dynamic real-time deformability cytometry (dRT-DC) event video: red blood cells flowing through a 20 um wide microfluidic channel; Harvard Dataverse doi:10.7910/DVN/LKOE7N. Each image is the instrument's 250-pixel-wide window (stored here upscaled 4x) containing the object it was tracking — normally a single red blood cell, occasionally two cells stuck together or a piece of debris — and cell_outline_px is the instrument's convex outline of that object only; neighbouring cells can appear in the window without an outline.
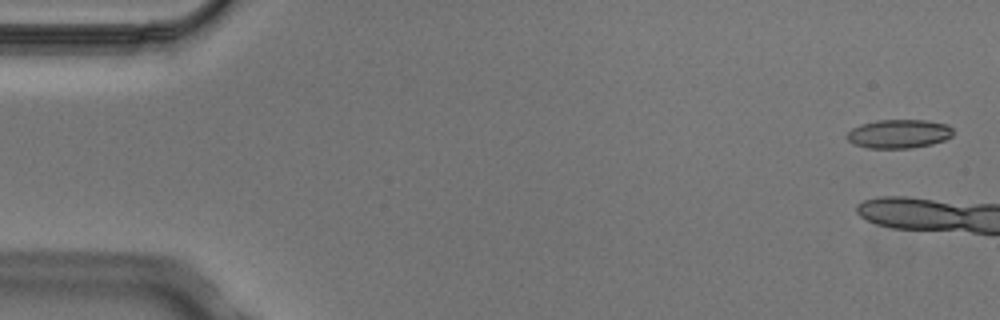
{"species": "Egyptian fruit bat (a non-hibernating species)", "species_latin": "Rousettus aegyptiacus", "temperature_condition": "cold", "stored_images_in_passage": 7, "camera_frame_rate_fps": 3000, "um_per_image_px": 0.085, "animal": {"sex": "male"}, "frame": {"image": 1, "passage_image": 1, "time_ms": 0.0, "image_size_px": [1000, 320], "cell_outline_px": [[952, 136], [944, 140], [932, 144], [912, 148], [868, 148], [856, 144], [848, 140], [844, 136], [852, 128], [860, 124], [876, 120], [924, 120], [948, 124], [952, 128]], "centroid_in_image_um": [76.39, 11.37], "position_along_channel_um": 8.6, "area_um2": 17.86}}